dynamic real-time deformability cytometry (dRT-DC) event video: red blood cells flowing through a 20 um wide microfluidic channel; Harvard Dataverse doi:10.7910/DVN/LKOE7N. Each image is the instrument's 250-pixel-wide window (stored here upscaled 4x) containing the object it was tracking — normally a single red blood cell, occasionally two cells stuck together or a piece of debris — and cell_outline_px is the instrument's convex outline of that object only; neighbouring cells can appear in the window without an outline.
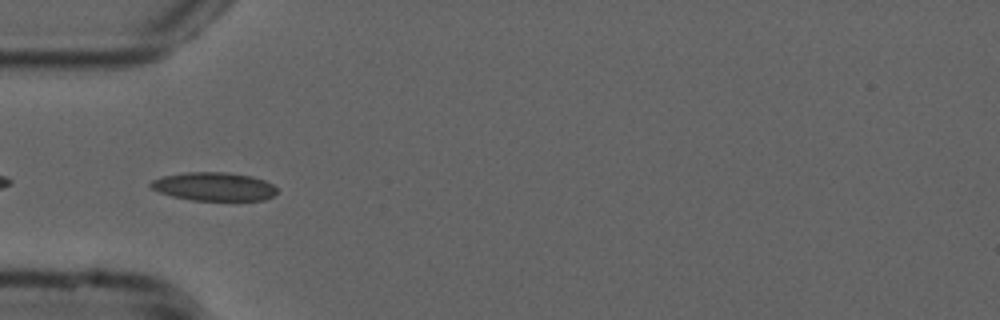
{"species": "common noctule bat (a hibernating species)", "species_latin": "Nyctalus noctula", "temperature_condition": "cold", "stored_images_in_passage": 39, "camera_frame_rate_fps": 3000, "um_per_image_px": 0.085, "animal": {"sex": "male", "forearm_length_mm": 52.5}, "frame": {"image": 1, "passage_image": 2, "time_ms": 0.333, "image_size_px": [1000, 320], "cell_outline_px": [[276, 192], [272, 196], [264, 200], [192, 200], [172, 196], [160, 192], [152, 188], [148, 184], [152, 180], [164, 176], [184, 172], [224, 172], [252, 176], [264, 180], [272, 184], [276, 188]], "centroid_in_image_um": [18.18, 15.85], "position_along_channel_um": 66.8, "area_um2": 20.81}}
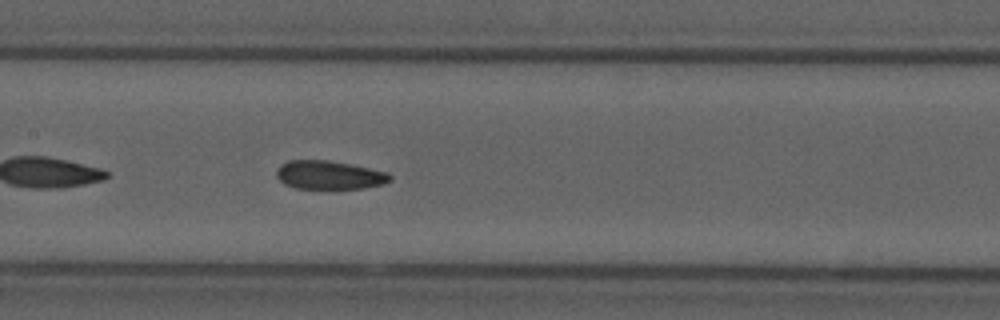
{"frame": {"image": 2, "passage_image": 11, "time_ms": 3.333, "image_size_px": [1000, 320], "cell_outline_px": [[392, 180], [384, 184], [364, 188], [296, 188], [284, 184], [276, 176], [276, 168], [280, 164], [288, 160], [328, 160], [352, 164], [388, 172], [392, 176]], "centroid_in_image_um": [27.99, 14.86], "position_along_channel_um": 179.4, "area_um2": 19.07}}
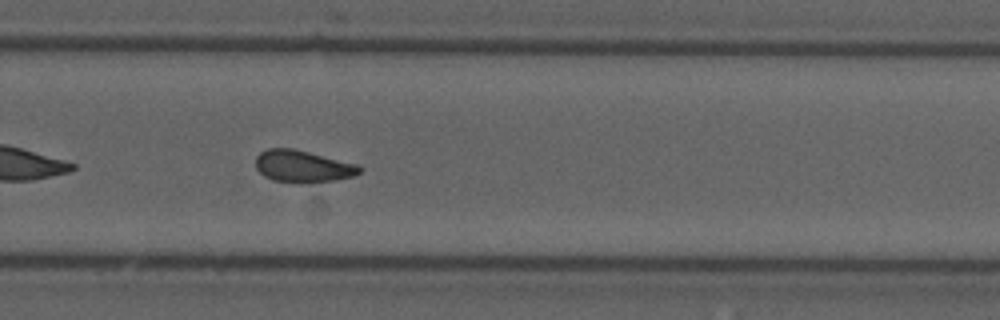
{"frame": {"image": 3, "passage_image": 21, "time_ms": 6.667, "image_size_px": [1000, 320], "cell_outline_px": [[364, 168], [360, 172], [352, 176], [336, 180], [304, 184], [296, 184], [272, 180], [264, 176], [256, 168], [256, 156], [260, 152], [268, 148], [292, 148], [356, 164]], "centroid_in_image_um": [25.71, 14.16], "position_along_channel_um": 304.1, "area_um2": 19.54}, "authors_computed_cell_mechanics": {"area_um2": 19.3052, "velocity_mm_per_s": 3.7485, "shape_relaxation_time_tau1_ms": null, "shape_relaxation_time_tau2_ms": 2.8217, "deformation_change_tau1": null, "deformation_change_tau2": 0.0932}}